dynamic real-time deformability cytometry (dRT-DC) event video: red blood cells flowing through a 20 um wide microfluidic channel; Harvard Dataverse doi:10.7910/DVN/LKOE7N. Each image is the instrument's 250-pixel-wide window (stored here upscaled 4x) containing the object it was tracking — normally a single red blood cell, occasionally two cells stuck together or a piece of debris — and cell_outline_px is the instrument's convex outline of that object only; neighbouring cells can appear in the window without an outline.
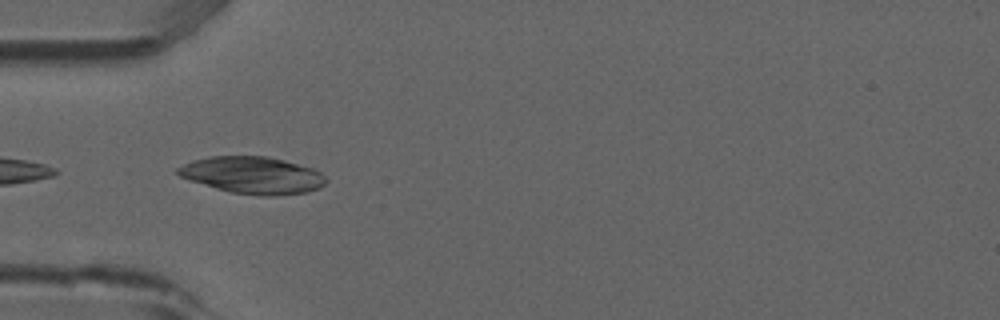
{"species": "common noctule bat (a hibernating species)", "species_latin": "Nyctalus noctula", "temperature_condition": "room temperature", "stored_images_in_passage": 6, "camera_frame_rate_fps": 3000, "um_per_image_px": 0.085, "animal": {"sex": "male", "forearm_length_mm": 52.5}, "frame": {"image": 1, "passage_image": 4, "time_ms": 1.0, "image_size_px": [1000, 320], "cell_outline_px": [[328, 180], [320, 188], [304, 192], [276, 196], [264, 196], [232, 192], [216, 188], [180, 176], [176, 172], [176, 168], [192, 160], [212, 156], [268, 156], [284, 160], [312, 168], [320, 172]], "centroid_in_image_um": [21.49, 14.88], "position_along_channel_um": 63.5, "area_um2": 31.67}}
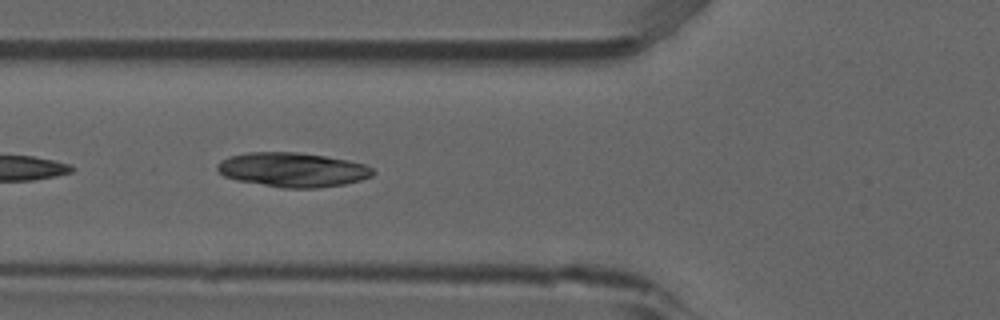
{"frame": {"image": 2, "passage_image": 5, "time_ms": 1.333, "image_size_px": [1000, 320], "cell_outline_px": [[376, 172], [372, 176], [360, 180], [344, 184], [316, 188], [284, 188], [236, 180], [224, 176], [216, 168], [216, 164], [220, 160], [228, 156], [248, 152], [296, 152], [324, 156], [348, 160], [364, 164], [372, 168]], "centroid_in_image_um": [24.85, 14.42], "position_along_channel_um": 100.9, "area_um2": 31.21}}
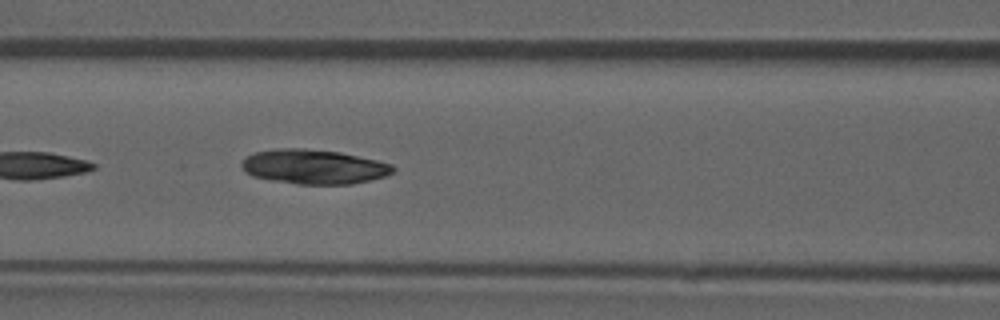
{"frame": {"image": 3, "passage_image": 6, "time_ms": 1.667, "image_size_px": [1000, 320], "cell_outline_px": [[396, 168], [392, 172], [384, 176], [352, 184], [296, 184], [272, 180], [252, 176], [244, 172], [240, 164], [248, 156], [256, 152], [276, 148], [304, 148], [340, 152], [376, 160], [392, 164]], "centroid_in_image_um": [26.65, 14.17], "position_along_channel_um": 139.9, "area_um2": 30.35}}